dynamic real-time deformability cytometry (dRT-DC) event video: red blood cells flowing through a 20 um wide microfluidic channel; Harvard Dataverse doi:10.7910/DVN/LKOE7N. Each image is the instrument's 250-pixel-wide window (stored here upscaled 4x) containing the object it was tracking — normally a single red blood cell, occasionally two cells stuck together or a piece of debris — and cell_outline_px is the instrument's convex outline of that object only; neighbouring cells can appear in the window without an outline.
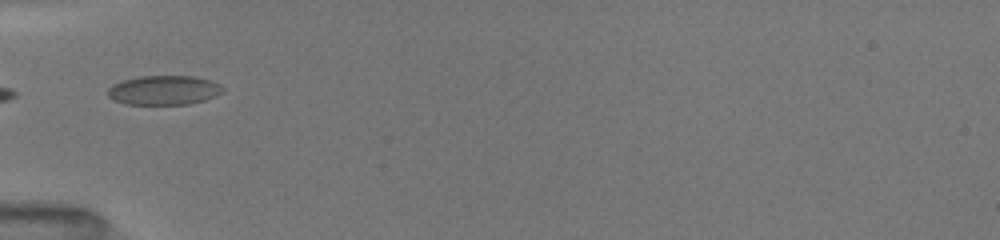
{"species": "common noctule bat (a hibernating species)", "species_latin": "Nyctalus noctula", "temperature_condition": "room temperature", "stored_images_in_passage": 6, "camera_frame_rate_fps": 3000, "um_per_image_px": 0.085, "animal": {"sex": "female", "body_mass_g": 19.5, "forearm_length_mm": 54.1}, "frame": {"image": 1, "passage_image": 1, "time_ms": 0.0, "image_size_px": [1000, 240], "cell_outline_px": [[224, 92], [216, 96], [204, 100], [188, 104], [124, 104], [108, 96], [108, 88], [112, 84], [120, 80], [140, 76], [192, 76], [208, 80], [220, 84], [224, 88]], "centroid_in_image_um": [13.93, 7.66], "position_along_channel_um": 71.1, "area_um2": 19.71}}
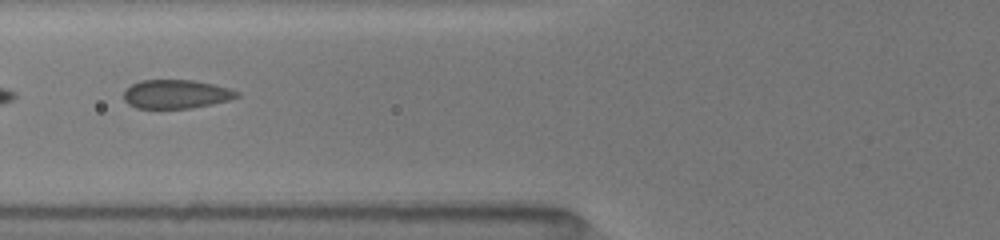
{"frame": {"image": 2, "passage_image": 2, "time_ms": 1.0, "image_size_px": [1000, 240], "cell_outline_px": [[240, 96], [228, 100], [212, 104], [192, 108], [136, 108], [128, 104], [124, 100], [124, 92], [132, 84], [140, 80], [196, 80], [232, 88], [240, 92]], "centroid_in_image_um": [15.01, 7.99], "position_along_channel_um": 110.8, "area_um2": 19.13}}
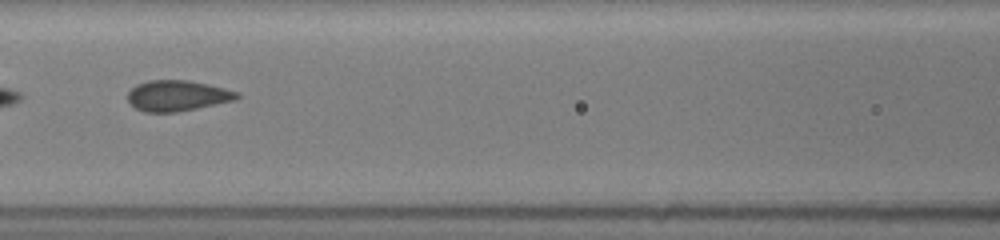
{"frame": {"image": 3, "passage_image": 3, "time_ms": 2.0, "image_size_px": [1000, 240], "cell_outline_px": [[240, 96], [236, 100], [176, 112], [144, 112], [136, 108], [128, 100], [128, 92], [136, 84], [148, 80], [188, 80], [208, 84], [240, 92]], "centroid_in_image_um": [15.09, 8.12], "position_along_channel_um": 151.5, "area_um2": 19.54}}